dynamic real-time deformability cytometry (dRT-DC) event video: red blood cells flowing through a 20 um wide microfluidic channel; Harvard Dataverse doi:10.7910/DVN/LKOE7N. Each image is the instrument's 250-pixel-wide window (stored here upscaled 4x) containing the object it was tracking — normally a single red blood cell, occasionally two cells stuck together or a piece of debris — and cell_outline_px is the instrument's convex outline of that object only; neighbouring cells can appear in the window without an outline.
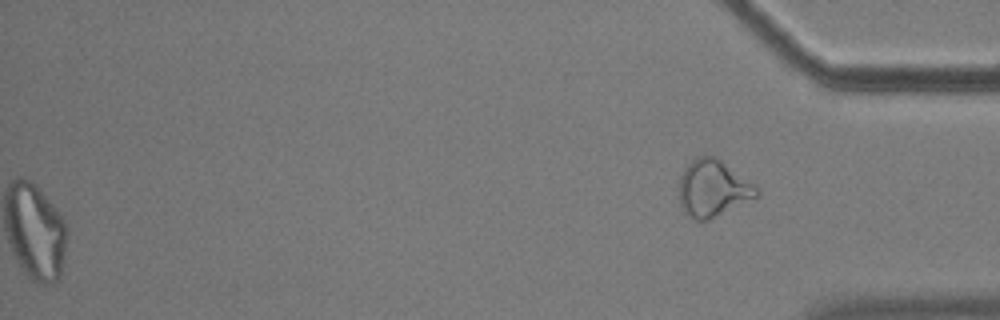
{"species": "common noctule bat (a hibernating species)", "species_latin": "Nyctalus noctula", "temperature_condition": "cold", "stored_images_in_passage": 47, "segment_of_instrument_passage": [2, 2], "camera_frame_rate_fps": 3000, "um_per_image_px": 0.085, "animal": {"sex": "male", "body_mass_g": 17.9}, "frame": {"image": 1, "passage_image": 47, "time_ms": 15.333, "image_size_px": [1000, 320], "cell_outline_px": [[760, 196], [708, 220], [696, 220], [688, 216], [684, 212], [680, 204], [680, 176], [684, 168], [696, 156], [712, 156], [720, 160], [756, 184], [760, 192]], "centroid_in_image_um": [60.62, 16.02], "position_along_channel_um": 374.6, "area_um2": 25.66}}